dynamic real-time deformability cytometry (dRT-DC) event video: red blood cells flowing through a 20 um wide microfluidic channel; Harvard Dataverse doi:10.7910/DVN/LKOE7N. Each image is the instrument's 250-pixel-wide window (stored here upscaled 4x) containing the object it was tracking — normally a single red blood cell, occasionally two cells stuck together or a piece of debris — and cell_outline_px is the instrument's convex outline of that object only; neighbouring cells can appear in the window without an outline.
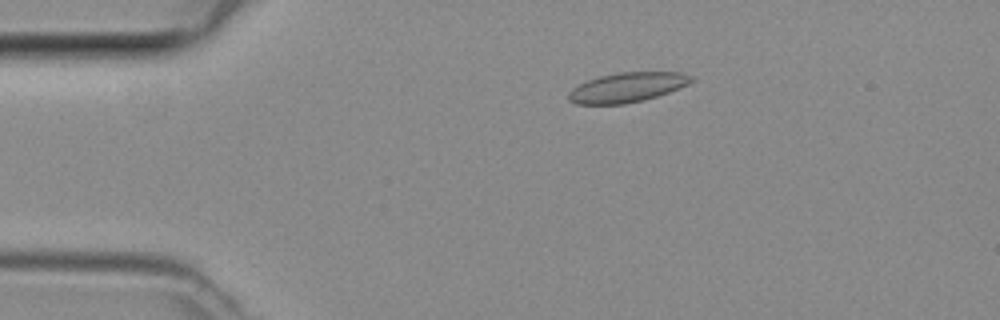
{"species": "common noctule bat (a hibernating species)", "species_latin": "Nyctalus noctula", "temperature_condition": "room temperature", "stored_images_in_passage": 44, "camera_frame_rate_fps": 3000, "um_per_image_px": 0.085, "animal": {"sex": "female", "body_mass_g": 29.2, "forearm_length_mm": 56.3}, "frame": {"image": 1, "passage_image": 6, "time_ms": 1.667, "image_size_px": [1000, 320], "cell_outline_px": [[696, 80], [688, 84], [668, 92], [656, 96], [624, 104], [576, 104], [568, 100], [568, 92], [572, 88], [588, 80], [600, 76], [620, 72], [680, 72], [692, 76]], "centroid_in_image_um": [53.3, 7.42], "position_along_channel_um": 31.7, "area_um2": 21.04}}
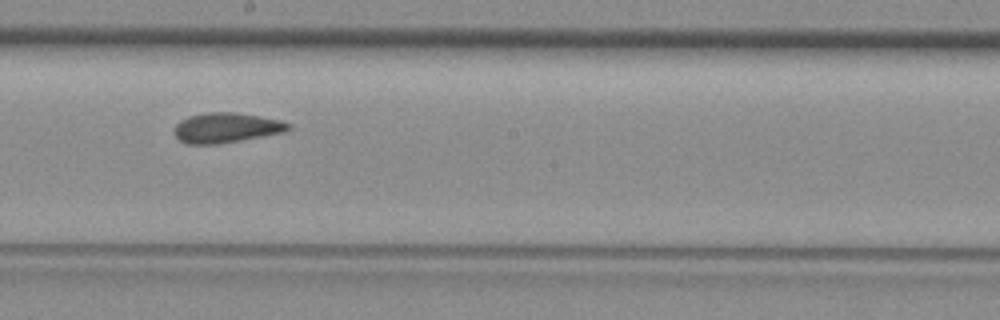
{"frame": {"image": 2, "passage_image": 23, "time_ms": 7.333, "image_size_px": [1000, 320], "cell_outline_px": [[292, 128], [284, 132], [240, 140], [216, 144], [188, 144], [180, 140], [172, 132], [172, 128], [180, 120], [188, 116], [208, 112], [236, 112], [280, 120], [288, 124]], "centroid_in_image_um": [19.17, 10.85], "position_along_channel_um": 229.0, "area_um2": 19.88}}
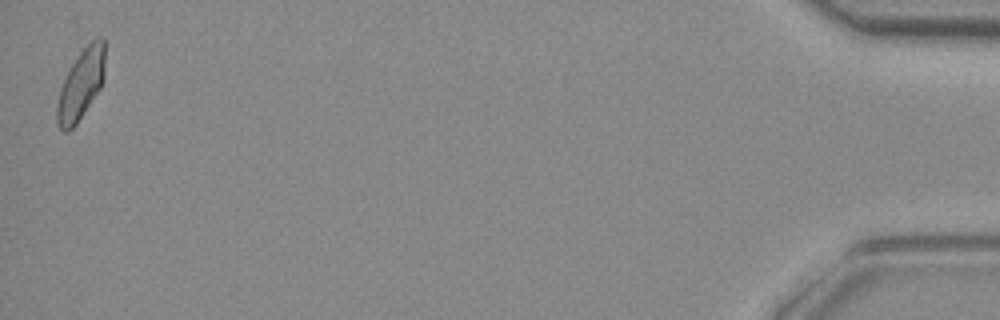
{"frame": {"image": 3, "passage_image": 44, "time_ms": 14.333, "image_size_px": [1000, 320], "cell_outline_px": [[104, 80], [100, 88], [76, 124], [68, 132], [64, 132], [56, 124], [56, 108], [60, 88], [72, 64], [80, 52], [92, 40], [100, 36], [104, 36]], "centroid_in_image_um": [6.88, 7.19], "position_along_channel_um": 428.3, "area_um2": 19.42}}